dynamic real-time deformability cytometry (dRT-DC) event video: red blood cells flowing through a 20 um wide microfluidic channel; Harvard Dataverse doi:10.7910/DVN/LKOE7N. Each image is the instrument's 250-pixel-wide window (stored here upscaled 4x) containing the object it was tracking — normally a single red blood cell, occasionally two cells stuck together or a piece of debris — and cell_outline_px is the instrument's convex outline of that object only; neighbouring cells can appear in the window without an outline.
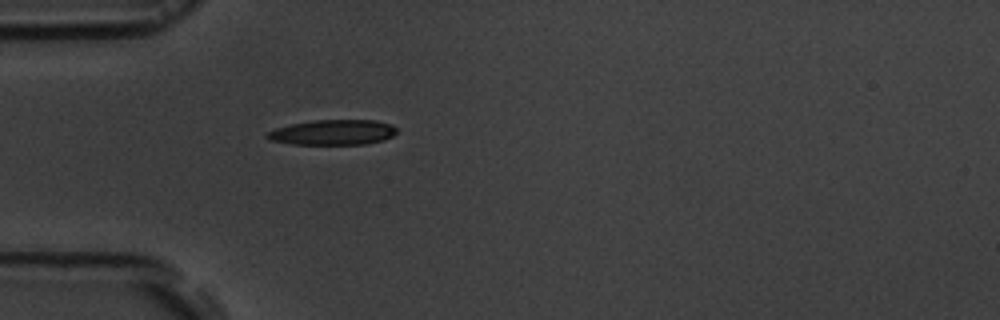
{"species": "common noctule bat (a hibernating species)", "species_latin": "Nyctalus noctula", "temperature_condition": "room temperature", "stored_images_in_passage": 22, "camera_frame_rate_fps": 3000, "um_per_image_px": 0.085, "animal": {"sex": "male", "body_mass_g": 19.5, "forearm_length_mm": 54.6}, "frame": {"image": 1, "passage_image": 2, "time_ms": 0.333, "image_size_px": [1000, 320], "cell_outline_px": [[396, 132], [392, 136], [384, 140], [364, 144], [292, 144], [272, 140], [264, 136], [268, 132], [276, 128], [292, 124], [316, 120], [376, 120], [392, 124], [396, 128]], "centroid_in_image_um": [28.33, 11.24], "position_along_channel_um": 56.7, "area_um2": 18.9}}
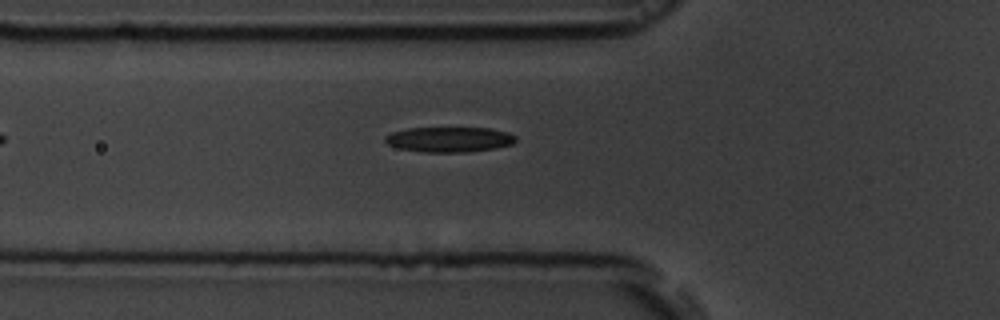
{"frame": {"image": 2, "passage_image": 5, "time_ms": 1.333, "image_size_px": [1000, 320], "cell_outline_px": [[516, 140], [512, 144], [496, 148], [464, 152], [424, 152], [400, 148], [388, 144], [384, 140], [384, 136], [392, 132], [408, 128], [492, 128], [508, 132], [516, 136]], "centroid_in_image_um": [38.2, 11.85], "position_along_channel_um": 87.6, "area_um2": 19.13}}
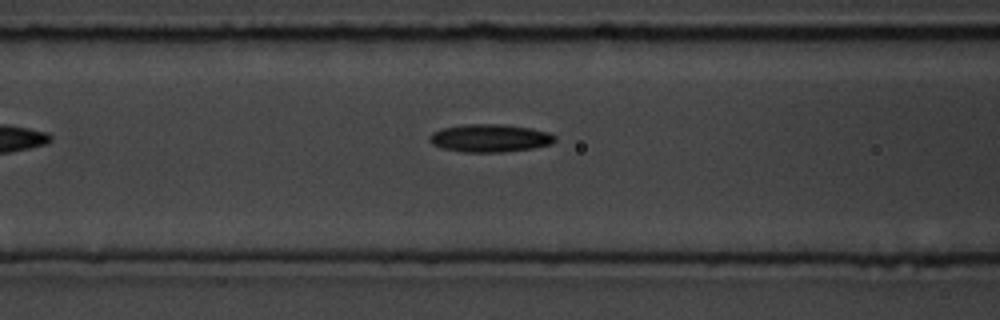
{"frame": {"image": 3, "passage_image": 8, "time_ms": 2.333, "image_size_px": [1000, 320], "cell_outline_px": [[556, 140], [552, 144], [532, 148], [500, 152], [464, 152], [444, 148], [432, 144], [428, 140], [428, 136], [432, 132], [444, 128], [464, 124], [504, 124], [532, 128], [548, 132], [556, 136]], "centroid_in_image_um": [41.65, 11.73], "position_along_channel_um": 124.9, "area_um2": 20.4}}